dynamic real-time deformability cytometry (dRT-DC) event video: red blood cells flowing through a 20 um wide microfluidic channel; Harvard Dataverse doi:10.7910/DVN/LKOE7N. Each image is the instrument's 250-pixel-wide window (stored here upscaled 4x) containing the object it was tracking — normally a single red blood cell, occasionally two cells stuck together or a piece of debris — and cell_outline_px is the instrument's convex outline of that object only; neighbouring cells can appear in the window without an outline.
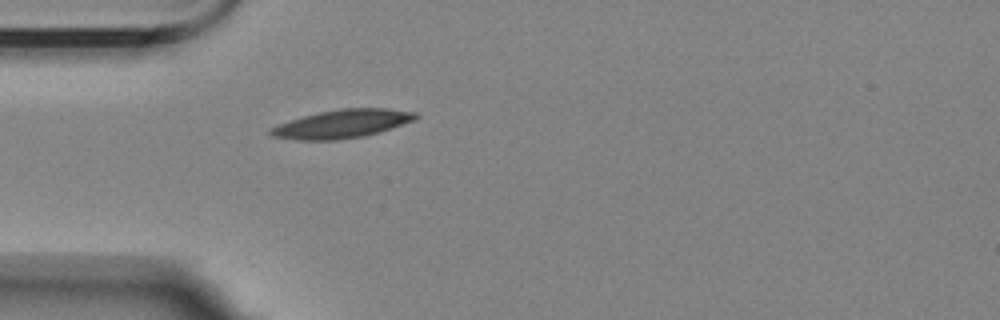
{"species": "Egyptian fruit bat (a non-hibernating species)", "species_latin": "Rousettus aegyptiacus", "temperature_condition": "room temperature", "stored_images_in_passage": 35, "camera_frame_rate_fps": 3000, "um_per_image_px": 0.085, "animal": {"sex": "female"}, "frame": {"image": 1, "passage_image": 1, "time_ms": 0.0, "image_size_px": [1000, 320], "cell_outline_px": [[420, 116], [416, 120], [380, 132], [364, 136], [336, 140], [296, 140], [272, 136], [268, 132], [268, 128], [276, 124], [304, 116], [320, 112], [340, 108], [388, 108], [416, 112]], "centroid_in_image_um": [29.09, 10.53], "position_along_channel_um": 55.9, "area_um2": 24.22}}
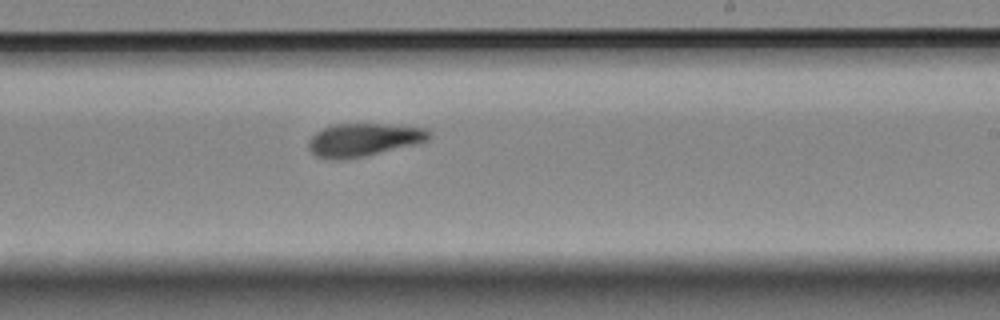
{"frame": {"image": 2, "passage_image": 19, "time_ms": 6.0, "image_size_px": [1000, 320], "cell_outline_px": [[432, 136], [428, 140], [416, 144], [364, 156], [340, 160], [332, 160], [316, 156], [308, 148], [308, 140], [316, 132], [324, 128], [336, 124], [384, 124], [424, 128], [432, 132]], "centroid_in_image_um": [30.9, 11.89], "position_along_channel_um": 258.1, "area_um2": 23.12}}
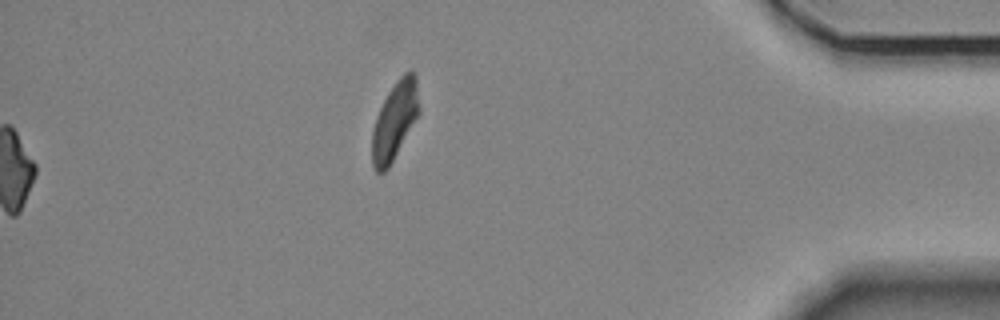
{"frame": {"image": 3, "passage_image": 35, "time_ms": 11.333, "image_size_px": [1000, 320], "cell_outline_px": [[420, 112], [388, 168], [384, 172], [376, 172], [372, 164], [372, 132], [376, 116], [388, 92], [396, 80], [404, 72], [412, 72], [416, 76], [420, 108]], "centroid_in_image_um": [33.55, 10.24], "position_along_channel_um": 401.7, "area_um2": 21.15}, "authors_computed_cell_mechanics": {"area_um2": 22.8888, "velocity_mm_per_s": 3.4411, "shape_relaxation_time_tau1_ms": 5.8301, "shape_relaxation_time_tau2_ms": 6.5392, "deformation_change_tau1": 0.1661, "deformation_change_tau2": 0.1212}}